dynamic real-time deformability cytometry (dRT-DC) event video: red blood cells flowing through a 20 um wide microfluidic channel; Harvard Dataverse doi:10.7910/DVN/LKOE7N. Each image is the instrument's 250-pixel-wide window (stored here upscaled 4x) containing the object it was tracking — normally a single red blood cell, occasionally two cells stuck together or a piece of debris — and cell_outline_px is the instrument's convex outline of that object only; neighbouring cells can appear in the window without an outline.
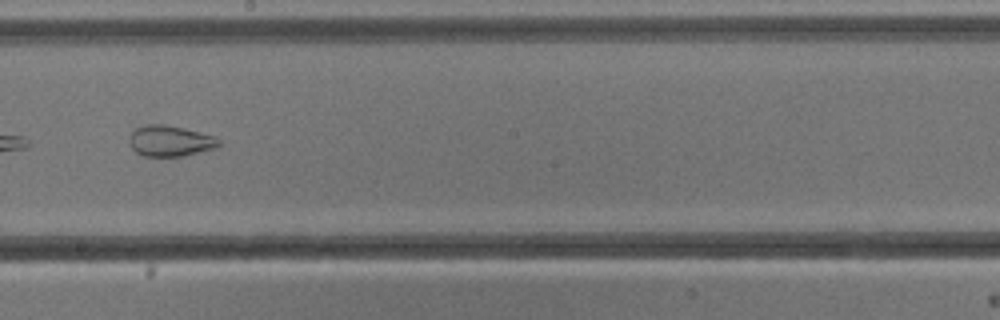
{"species": "common noctule bat (a hibernating species)", "species_latin": "Nyctalus noctula", "temperature_condition": "cold", "stored_images_in_passage": 12, "camera_frame_rate_fps": 3000, "um_per_image_px": 0.085, "animal": {"sex": "male", "body_mass_g": 13.3}, "frame": {"image": 1, "passage_image": 7, "time_ms": 8.0, "image_size_px": [1000, 320], "cell_outline_px": [[220, 144], [216, 148], [184, 156], [144, 156], [136, 152], [132, 148], [128, 140], [132, 132], [136, 128], [144, 124], [164, 124], [184, 128], [216, 136], [220, 140]], "centroid_in_image_um": [14.47, 11.97], "position_along_channel_um": 233.7, "area_um2": 16.24}}
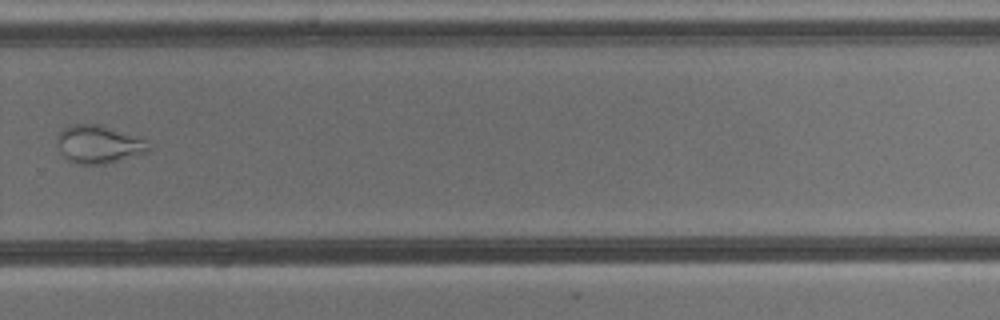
{"frame": {"image": 2, "passage_image": 9, "time_ms": 10.333, "image_size_px": [1000, 320], "cell_outline_px": [[152, 148], [144, 152], [108, 164], [76, 164], [68, 160], [56, 144], [56, 136], [68, 124], [100, 124], [148, 140], [152, 144]], "centroid_in_image_um": [8.38, 12.25], "position_along_channel_um": 321.4, "area_um2": 20.4}, "authors_computed_cell_mechanics": {"area_um2": 26.3857, "velocity_mm_per_s": 3.766, "shape_relaxation_time_tau1_ms": null, "shape_relaxation_time_tau2_ms": 1.2543, "deformation_change_tau1": null, "deformation_change_tau2": 0.0637}}